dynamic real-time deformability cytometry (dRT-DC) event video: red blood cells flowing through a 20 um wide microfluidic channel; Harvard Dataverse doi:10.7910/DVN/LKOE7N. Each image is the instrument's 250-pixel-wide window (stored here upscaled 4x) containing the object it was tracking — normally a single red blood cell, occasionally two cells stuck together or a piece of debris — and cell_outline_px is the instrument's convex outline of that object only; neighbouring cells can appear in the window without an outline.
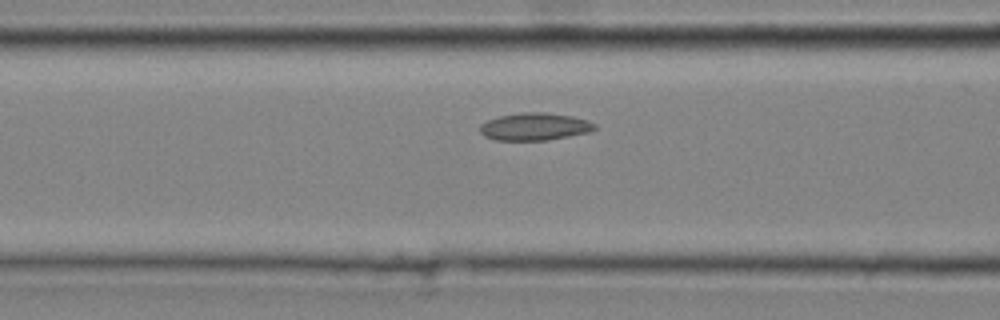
{"species": "common noctule bat (a hibernating species)", "species_latin": "Nyctalus noctula", "temperature_condition": "cold", "stored_images_in_passage": 16, "camera_frame_rate_fps": 3000, "um_per_image_px": 0.085, "animal": {"sex": "male", "body_mass_g": 20.4}, "frame": {"image": 1, "passage_image": 14, "time_ms": 4.333, "image_size_px": [1000, 320], "cell_outline_px": [[596, 128], [588, 132], [548, 140], [496, 140], [484, 136], [480, 132], [480, 124], [488, 120], [500, 116], [520, 112], [544, 112], [572, 116], [588, 120], [596, 124]], "centroid_in_image_um": [45.44, 10.76], "position_along_channel_um": 121.2, "area_um2": 18.32}}